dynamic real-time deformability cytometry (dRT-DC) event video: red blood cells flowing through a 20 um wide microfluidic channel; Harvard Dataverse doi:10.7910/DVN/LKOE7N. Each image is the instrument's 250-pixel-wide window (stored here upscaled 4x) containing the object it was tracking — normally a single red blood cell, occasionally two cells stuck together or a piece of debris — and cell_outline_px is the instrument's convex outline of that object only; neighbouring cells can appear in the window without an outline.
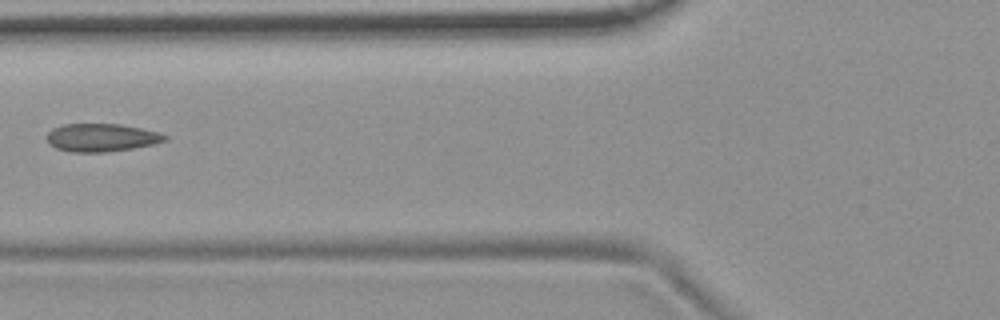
{"species": "common noctule bat (a hibernating species)", "species_latin": "Nyctalus noctula", "temperature_condition": "room temperature", "stored_images_in_passage": 7, "camera_frame_rate_fps": 3000, "um_per_image_px": 0.085, "animal": {"sex": "female", "body_mass_g": 19.9}, "frame": {"image": 1, "passage_image": 6, "time_ms": 1.667, "image_size_px": [1000, 320], "cell_outline_px": [[168, 140], [152, 144], [132, 148], [104, 152], [72, 152], [56, 148], [48, 144], [48, 132], [52, 128], [64, 124], [120, 124], [160, 132], [168, 136]], "centroid_in_image_um": [8.63, 11.69], "position_along_channel_um": 117.2, "area_um2": 19.19}}
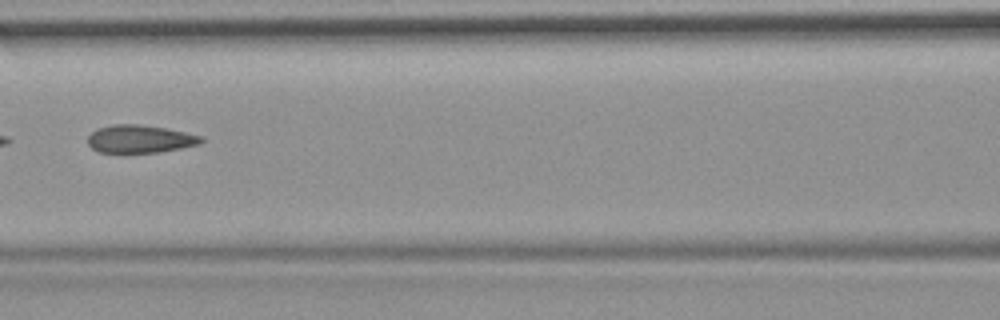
{"frame": {"image": 2, "passage_image": 7, "time_ms": 2.0, "image_size_px": [1000, 320], "cell_outline_px": [[204, 140], [200, 144], [180, 148], [156, 152], [100, 152], [92, 148], [88, 144], [88, 136], [96, 128], [112, 124], [136, 124], [164, 128], [184, 132], [200, 136]], "centroid_in_image_um": [11.86, 11.8], "position_along_channel_um": 154.7, "area_um2": 18.15}}